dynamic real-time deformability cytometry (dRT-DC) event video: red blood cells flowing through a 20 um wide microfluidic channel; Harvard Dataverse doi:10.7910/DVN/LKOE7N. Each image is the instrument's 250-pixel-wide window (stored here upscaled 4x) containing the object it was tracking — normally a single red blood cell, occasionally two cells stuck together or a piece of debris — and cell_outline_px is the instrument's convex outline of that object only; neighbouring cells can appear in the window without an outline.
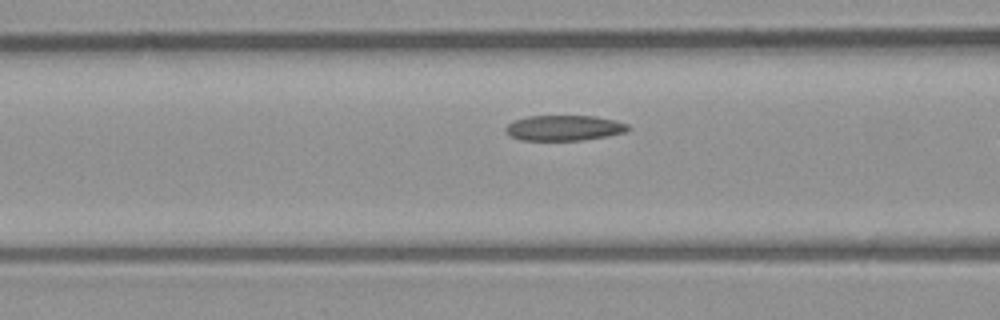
{"species": "common noctule bat (a hibernating species)", "species_latin": "Nyctalus noctula", "temperature_condition": "room temperature", "stored_images_in_passage": 26, "camera_frame_rate_fps": 3000, "um_per_image_px": 0.085, "animal": {"sex": "male", "body_mass_g": 23.1, "forearm_length_mm": 52.7}, "frame": {"image": 1, "passage_image": 6, "time_ms": 1.667, "image_size_px": [1000, 320], "cell_outline_px": [[632, 128], [624, 132], [608, 136], [580, 140], [520, 140], [508, 136], [504, 128], [508, 124], [516, 120], [528, 116], [596, 116], [616, 120], [628, 124]], "centroid_in_image_um": [47.96, 10.87], "position_along_channel_um": 118.6, "area_um2": 18.21}}
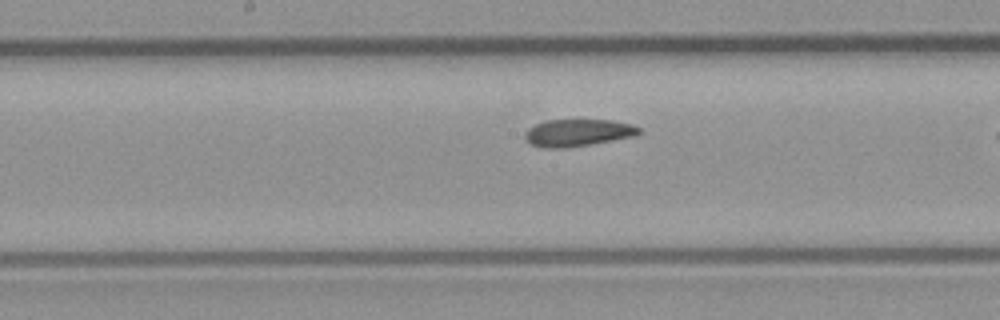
{"frame": {"image": 2, "passage_image": 12, "time_ms": 3.667, "image_size_px": [1000, 320], "cell_outline_px": [[640, 132], [636, 136], [564, 148], [544, 148], [532, 144], [524, 136], [528, 128], [544, 120], [612, 120], [632, 124], [640, 128]], "centroid_in_image_um": [49.13, 11.27], "position_along_channel_um": 199.1, "area_um2": 17.86}}
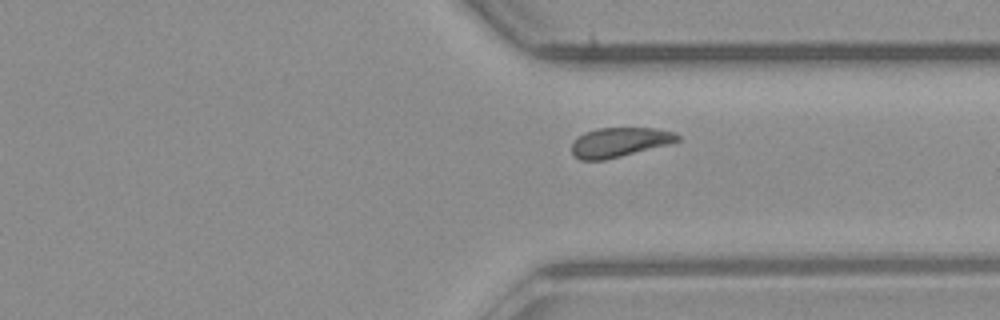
{"frame": {"image": 3, "passage_image": 24, "time_ms": 7.667, "image_size_px": [1000, 320], "cell_outline_px": [[680, 140], [668, 144], [604, 160], [580, 160], [572, 152], [572, 144], [584, 132], [596, 128], [656, 128], [676, 132], [680, 136]], "centroid_in_image_um": [52.68, 12.07], "position_along_channel_um": 358.7, "area_um2": 17.98}}